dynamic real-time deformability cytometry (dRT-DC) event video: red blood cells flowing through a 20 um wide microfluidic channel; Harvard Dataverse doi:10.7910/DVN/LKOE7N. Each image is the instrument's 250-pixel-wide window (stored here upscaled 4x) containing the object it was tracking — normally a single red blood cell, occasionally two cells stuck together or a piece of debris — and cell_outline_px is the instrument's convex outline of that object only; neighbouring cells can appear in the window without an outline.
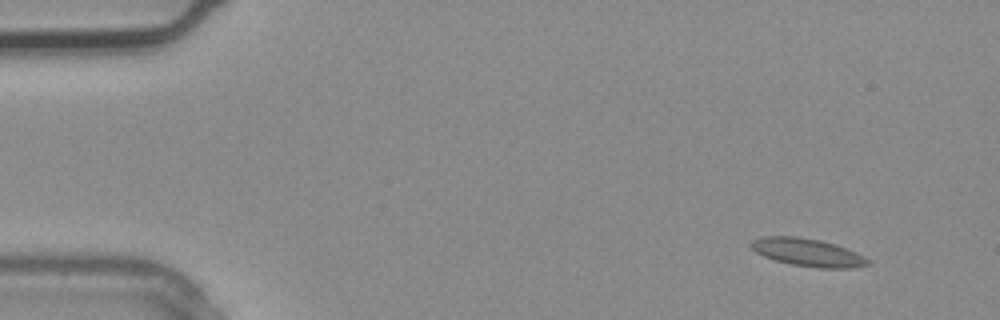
{"species": "common noctule bat (a hibernating species)", "species_latin": "Nyctalus noctula", "temperature_condition": "warm", "stored_images_in_passage": 2, "camera_frame_rate_fps": 3000, "um_per_image_px": 0.085, "animal": {"sex": "male", "body_mass_g": 20.4}, "frame": {"image": 1, "passage_image": 1, "time_ms": 0.0, "image_size_px": [1000, 320], "cell_outline_px": [[872, 260], [868, 264], [852, 268], [820, 268], [792, 264], [776, 260], [764, 256], [756, 252], [748, 244], [752, 240], [760, 236], [796, 236], [820, 240], [836, 244], [856, 252]], "centroid_in_image_um": [68.65, 21.44], "position_along_channel_um": 16.4, "area_um2": 18.96}}